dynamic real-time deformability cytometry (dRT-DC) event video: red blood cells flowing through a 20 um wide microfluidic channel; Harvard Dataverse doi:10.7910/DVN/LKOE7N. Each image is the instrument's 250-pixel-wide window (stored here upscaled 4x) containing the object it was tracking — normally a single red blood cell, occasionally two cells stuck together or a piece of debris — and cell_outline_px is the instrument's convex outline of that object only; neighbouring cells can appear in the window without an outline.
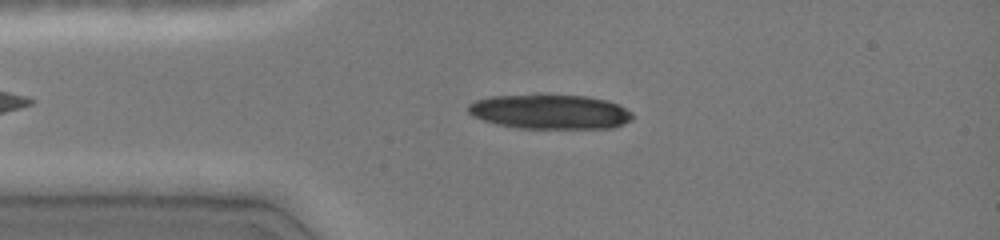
{"species": "common noctule bat (a hibernating species)", "species_latin": "Nyctalus noctula", "temperature_condition": "cold", "stored_images_in_passage": 46, "camera_frame_rate_fps": 3000, "um_per_image_px": 0.085, "animal": {"sex": "female", "body_mass_g": 19.0, "forearm_length_mm": 51.5}, "frame": {"image": 1, "passage_image": 10, "time_ms": 3.0, "image_size_px": [1000, 240], "cell_outline_px": [[636, 116], [632, 120], [624, 124], [612, 128], [516, 128], [496, 124], [472, 116], [468, 112], [468, 104], [476, 100], [488, 96], [536, 92], [588, 96], [608, 100], [632, 112]], "centroid_in_image_um": [46.73, 9.45], "position_along_channel_um": 38.3, "area_um2": 34.33}}